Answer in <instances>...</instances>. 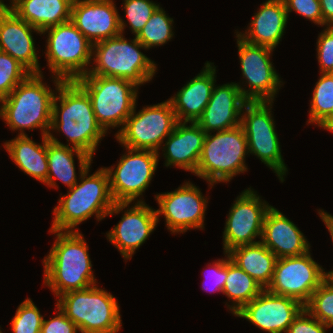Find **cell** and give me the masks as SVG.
<instances>
[{
	"instance_id": "f546056e",
	"label": "cell",
	"mask_w": 333,
	"mask_h": 333,
	"mask_svg": "<svg viewBox=\"0 0 333 333\" xmlns=\"http://www.w3.org/2000/svg\"><path fill=\"white\" fill-rule=\"evenodd\" d=\"M263 290L261 285L234 263L227 253V277L222 293L233 303L227 304L230 312L235 315Z\"/></svg>"
},
{
	"instance_id": "d4e9b609",
	"label": "cell",
	"mask_w": 333,
	"mask_h": 333,
	"mask_svg": "<svg viewBox=\"0 0 333 333\" xmlns=\"http://www.w3.org/2000/svg\"><path fill=\"white\" fill-rule=\"evenodd\" d=\"M288 20L283 0H266L254 13L249 27L237 34L246 42L275 49L280 43Z\"/></svg>"
},
{
	"instance_id": "30bf717a",
	"label": "cell",
	"mask_w": 333,
	"mask_h": 333,
	"mask_svg": "<svg viewBox=\"0 0 333 333\" xmlns=\"http://www.w3.org/2000/svg\"><path fill=\"white\" fill-rule=\"evenodd\" d=\"M273 103L247 102L242 109L240 125L246 135L248 153L257 156L283 182L288 170L271 113Z\"/></svg>"
},
{
	"instance_id": "603a6c76",
	"label": "cell",
	"mask_w": 333,
	"mask_h": 333,
	"mask_svg": "<svg viewBox=\"0 0 333 333\" xmlns=\"http://www.w3.org/2000/svg\"><path fill=\"white\" fill-rule=\"evenodd\" d=\"M177 122L166 138L163 148L165 166H176L191 173L196 172L206 132L196 123Z\"/></svg>"
},
{
	"instance_id": "83f0119b",
	"label": "cell",
	"mask_w": 333,
	"mask_h": 333,
	"mask_svg": "<svg viewBox=\"0 0 333 333\" xmlns=\"http://www.w3.org/2000/svg\"><path fill=\"white\" fill-rule=\"evenodd\" d=\"M41 143H35L27 134L17 135L3 146L18 168L44 184L48 176L47 136H42Z\"/></svg>"
},
{
	"instance_id": "b9f144b4",
	"label": "cell",
	"mask_w": 333,
	"mask_h": 333,
	"mask_svg": "<svg viewBox=\"0 0 333 333\" xmlns=\"http://www.w3.org/2000/svg\"><path fill=\"white\" fill-rule=\"evenodd\" d=\"M323 26H333V0H320Z\"/></svg>"
},
{
	"instance_id": "ee69618b",
	"label": "cell",
	"mask_w": 333,
	"mask_h": 333,
	"mask_svg": "<svg viewBox=\"0 0 333 333\" xmlns=\"http://www.w3.org/2000/svg\"><path fill=\"white\" fill-rule=\"evenodd\" d=\"M325 130L330 131L331 133H333V121L331 122V124Z\"/></svg>"
},
{
	"instance_id": "ffe728a7",
	"label": "cell",
	"mask_w": 333,
	"mask_h": 333,
	"mask_svg": "<svg viewBox=\"0 0 333 333\" xmlns=\"http://www.w3.org/2000/svg\"><path fill=\"white\" fill-rule=\"evenodd\" d=\"M32 32H41L0 4V51L11 55L31 74H42Z\"/></svg>"
},
{
	"instance_id": "cb8c5ba5",
	"label": "cell",
	"mask_w": 333,
	"mask_h": 333,
	"mask_svg": "<svg viewBox=\"0 0 333 333\" xmlns=\"http://www.w3.org/2000/svg\"><path fill=\"white\" fill-rule=\"evenodd\" d=\"M204 65L205 69L168 99L179 122H197L211 98L216 67L208 61Z\"/></svg>"
},
{
	"instance_id": "d6986e66",
	"label": "cell",
	"mask_w": 333,
	"mask_h": 333,
	"mask_svg": "<svg viewBox=\"0 0 333 333\" xmlns=\"http://www.w3.org/2000/svg\"><path fill=\"white\" fill-rule=\"evenodd\" d=\"M70 21L92 44L123 34L128 24L113 0H74Z\"/></svg>"
},
{
	"instance_id": "f35d334b",
	"label": "cell",
	"mask_w": 333,
	"mask_h": 333,
	"mask_svg": "<svg viewBox=\"0 0 333 333\" xmlns=\"http://www.w3.org/2000/svg\"><path fill=\"white\" fill-rule=\"evenodd\" d=\"M326 328L330 327L313 317L304 308L290 324L286 333H326Z\"/></svg>"
},
{
	"instance_id": "d590c367",
	"label": "cell",
	"mask_w": 333,
	"mask_h": 333,
	"mask_svg": "<svg viewBox=\"0 0 333 333\" xmlns=\"http://www.w3.org/2000/svg\"><path fill=\"white\" fill-rule=\"evenodd\" d=\"M122 5L132 33L136 36L145 26L159 4L150 0H123Z\"/></svg>"
},
{
	"instance_id": "9a60e30c",
	"label": "cell",
	"mask_w": 333,
	"mask_h": 333,
	"mask_svg": "<svg viewBox=\"0 0 333 333\" xmlns=\"http://www.w3.org/2000/svg\"><path fill=\"white\" fill-rule=\"evenodd\" d=\"M263 201V202H262ZM271 208L257 192L245 189L229 210L223 232V249L228 253L235 247L257 243L261 239L264 219Z\"/></svg>"
},
{
	"instance_id": "7a4b0ae2",
	"label": "cell",
	"mask_w": 333,
	"mask_h": 333,
	"mask_svg": "<svg viewBox=\"0 0 333 333\" xmlns=\"http://www.w3.org/2000/svg\"><path fill=\"white\" fill-rule=\"evenodd\" d=\"M56 240L43 259L44 285L56 297L70 291L83 290L97 283L88 245L79 231L50 230Z\"/></svg>"
},
{
	"instance_id": "5bb4252c",
	"label": "cell",
	"mask_w": 333,
	"mask_h": 333,
	"mask_svg": "<svg viewBox=\"0 0 333 333\" xmlns=\"http://www.w3.org/2000/svg\"><path fill=\"white\" fill-rule=\"evenodd\" d=\"M331 274L315 262L310 251L303 255L276 260L274 275L267 290L296 299L305 305L313 292Z\"/></svg>"
},
{
	"instance_id": "60d3db41",
	"label": "cell",
	"mask_w": 333,
	"mask_h": 333,
	"mask_svg": "<svg viewBox=\"0 0 333 333\" xmlns=\"http://www.w3.org/2000/svg\"><path fill=\"white\" fill-rule=\"evenodd\" d=\"M226 254L225 257L226 259H218L217 261H214L212 263V266H211V263L208 265L209 267V270L208 271V275L209 279L208 280H211L212 281V285L213 287L210 289V288H206L205 287V282L206 281H203L202 282V290H205V291H208V292H223V288H224V285H225V280H226V277H227V253H224ZM206 279V280H207ZM207 286V285H206Z\"/></svg>"
},
{
	"instance_id": "7402d4cb",
	"label": "cell",
	"mask_w": 333,
	"mask_h": 333,
	"mask_svg": "<svg viewBox=\"0 0 333 333\" xmlns=\"http://www.w3.org/2000/svg\"><path fill=\"white\" fill-rule=\"evenodd\" d=\"M260 241L277 259L303 255L310 250V243L299 228L273 206L265 216Z\"/></svg>"
},
{
	"instance_id": "836d02e7",
	"label": "cell",
	"mask_w": 333,
	"mask_h": 333,
	"mask_svg": "<svg viewBox=\"0 0 333 333\" xmlns=\"http://www.w3.org/2000/svg\"><path fill=\"white\" fill-rule=\"evenodd\" d=\"M31 73L11 55L0 51V101Z\"/></svg>"
},
{
	"instance_id": "4fadbf2b",
	"label": "cell",
	"mask_w": 333,
	"mask_h": 333,
	"mask_svg": "<svg viewBox=\"0 0 333 333\" xmlns=\"http://www.w3.org/2000/svg\"><path fill=\"white\" fill-rule=\"evenodd\" d=\"M238 55L242 76L248 90L236 83L248 102L272 101L282 86L279 74L274 69L270 56L271 48L246 42L236 32Z\"/></svg>"
},
{
	"instance_id": "ab89813d",
	"label": "cell",
	"mask_w": 333,
	"mask_h": 333,
	"mask_svg": "<svg viewBox=\"0 0 333 333\" xmlns=\"http://www.w3.org/2000/svg\"><path fill=\"white\" fill-rule=\"evenodd\" d=\"M57 315L49 320L43 319L41 333H77L79 331L65 313L56 305Z\"/></svg>"
},
{
	"instance_id": "f1b7e54d",
	"label": "cell",
	"mask_w": 333,
	"mask_h": 333,
	"mask_svg": "<svg viewBox=\"0 0 333 333\" xmlns=\"http://www.w3.org/2000/svg\"><path fill=\"white\" fill-rule=\"evenodd\" d=\"M231 260L255 279L263 289L271 284L277 257L259 240L228 252Z\"/></svg>"
},
{
	"instance_id": "8992f818",
	"label": "cell",
	"mask_w": 333,
	"mask_h": 333,
	"mask_svg": "<svg viewBox=\"0 0 333 333\" xmlns=\"http://www.w3.org/2000/svg\"><path fill=\"white\" fill-rule=\"evenodd\" d=\"M211 134L205 135L194 175L206 180L212 188L215 184L227 183L237 174L248 170L245 163L248 144L241 125Z\"/></svg>"
},
{
	"instance_id": "6da1fadb",
	"label": "cell",
	"mask_w": 333,
	"mask_h": 333,
	"mask_svg": "<svg viewBox=\"0 0 333 333\" xmlns=\"http://www.w3.org/2000/svg\"><path fill=\"white\" fill-rule=\"evenodd\" d=\"M93 160H79V181L60 197L53 209V223L49 230L78 231L77 226L90 217L105 219L114 205L109 175L103 167L89 175ZM89 175V176H88ZM88 176V177H87Z\"/></svg>"
},
{
	"instance_id": "7bdbcfd3",
	"label": "cell",
	"mask_w": 333,
	"mask_h": 333,
	"mask_svg": "<svg viewBox=\"0 0 333 333\" xmlns=\"http://www.w3.org/2000/svg\"><path fill=\"white\" fill-rule=\"evenodd\" d=\"M319 217L322 219L324 224L326 225L330 235H331V240L333 242V216L325 211L323 209L318 210Z\"/></svg>"
},
{
	"instance_id": "277c9868",
	"label": "cell",
	"mask_w": 333,
	"mask_h": 333,
	"mask_svg": "<svg viewBox=\"0 0 333 333\" xmlns=\"http://www.w3.org/2000/svg\"><path fill=\"white\" fill-rule=\"evenodd\" d=\"M52 78L56 91L43 82V74H30L0 101V117L12 131L19 130L18 135L23 136L25 129L39 128L42 136L48 135L53 100L63 81L53 75Z\"/></svg>"
},
{
	"instance_id": "ac0fdd59",
	"label": "cell",
	"mask_w": 333,
	"mask_h": 333,
	"mask_svg": "<svg viewBox=\"0 0 333 333\" xmlns=\"http://www.w3.org/2000/svg\"><path fill=\"white\" fill-rule=\"evenodd\" d=\"M303 309L304 305L296 299L264 289L235 316L246 319L265 332L286 333Z\"/></svg>"
},
{
	"instance_id": "1f68e13d",
	"label": "cell",
	"mask_w": 333,
	"mask_h": 333,
	"mask_svg": "<svg viewBox=\"0 0 333 333\" xmlns=\"http://www.w3.org/2000/svg\"><path fill=\"white\" fill-rule=\"evenodd\" d=\"M173 23V18L159 6L135 37L147 50L161 46L173 38Z\"/></svg>"
},
{
	"instance_id": "e575fe53",
	"label": "cell",
	"mask_w": 333,
	"mask_h": 333,
	"mask_svg": "<svg viewBox=\"0 0 333 333\" xmlns=\"http://www.w3.org/2000/svg\"><path fill=\"white\" fill-rule=\"evenodd\" d=\"M44 316L30 298H26L17 308L11 321L13 333H41Z\"/></svg>"
},
{
	"instance_id": "4dcf8cb0",
	"label": "cell",
	"mask_w": 333,
	"mask_h": 333,
	"mask_svg": "<svg viewBox=\"0 0 333 333\" xmlns=\"http://www.w3.org/2000/svg\"><path fill=\"white\" fill-rule=\"evenodd\" d=\"M310 102L308 124L326 129L333 121V73H319Z\"/></svg>"
},
{
	"instance_id": "52a82bcc",
	"label": "cell",
	"mask_w": 333,
	"mask_h": 333,
	"mask_svg": "<svg viewBox=\"0 0 333 333\" xmlns=\"http://www.w3.org/2000/svg\"><path fill=\"white\" fill-rule=\"evenodd\" d=\"M98 284L57 297L56 305L81 333H118L122 327L115 297Z\"/></svg>"
},
{
	"instance_id": "8fae6325",
	"label": "cell",
	"mask_w": 333,
	"mask_h": 333,
	"mask_svg": "<svg viewBox=\"0 0 333 333\" xmlns=\"http://www.w3.org/2000/svg\"><path fill=\"white\" fill-rule=\"evenodd\" d=\"M135 109L136 105L115 138L123 147L159 153L163 141L173 132L178 122L171 102L166 100L147 105L137 113Z\"/></svg>"
},
{
	"instance_id": "4316f807",
	"label": "cell",
	"mask_w": 333,
	"mask_h": 333,
	"mask_svg": "<svg viewBox=\"0 0 333 333\" xmlns=\"http://www.w3.org/2000/svg\"><path fill=\"white\" fill-rule=\"evenodd\" d=\"M70 142L64 145L51 132L47 135L48 176L44 184L51 188L57 187L55 179H59L69 189L77 182L74 154L78 160H92L89 154L74 148Z\"/></svg>"
},
{
	"instance_id": "3957f363",
	"label": "cell",
	"mask_w": 333,
	"mask_h": 333,
	"mask_svg": "<svg viewBox=\"0 0 333 333\" xmlns=\"http://www.w3.org/2000/svg\"><path fill=\"white\" fill-rule=\"evenodd\" d=\"M51 130L61 131L72 147L92 157L98 143L105 137L106 132L96 120L90 97L75 80L62 81L57 88L52 105Z\"/></svg>"
},
{
	"instance_id": "74e56055",
	"label": "cell",
	"mask_w": 333,
	"mask_h": 333,
	"mask_svg": "<svg viewBox=\"0 0 333 333\" xmlns=\"http://www.w3.org/2000/svg\"><path fill=\"white\" fill-rule=\"evenodd\" d=\"M287 15L295 11L316 25L323 26L320 0H283Z\"/></svg>"
},
{
	"instance_id": "5b68a950",
	"label": "cell",
	"mask_w": 333,
	"mask_h": 333,
	"mask_svg": "<svg viewBox=\"0 0 333 333\" xmlns=\"http://www.w3.org/2000/svg\"><path fill=\"white\" fill-rule=\"evenodd\" d=\"M141 48L146 50L136 37L129 42L122 33L97 42L92 52L95 65L86 75L123 78L140 87L151 81L157 70L155 62Z\"/></svg>"
},
{
	"instance_id": "8d00e7d4",
	"label": "cell",
	"mask_w": 333,
	"mask_h": 333,
	"mask_svg": "<svg viewBox=\"0 0 333 333\" xmlns=\"http://www.w3.org/2000/svg\"><path fill=\"white\" fill-rule=\"evenodd\" d=\"M320 73H333V26H327L317 38Z\"/></svg>"
},
{
	"instance_id": "d6a6232c",
	"label": "cell",
	"mask_w": 333,
	"mask_h": 333,
	"mask_svg": "<svg viewBox=\"0 0 333 333\" xmlns=\"http://www.w3.org/2000/svg\"><path fill=\"white\" fill-rule=\"evenodd\" d=\"M304 308L328 327H333V274L313 292Z\"/></svg>"
},
{
	"instance_id": "484cf974",
	"label": "cell",
	"mask_w": 333,
	"mask_h": 333,
	"mask_svg": "<svg viewBox=\"0 0 333 333\" xmlns=\"http://www.w3.org/2000/svg\"><path fill=\"white\" fill-rule=\"evenodd\" d=\"M74 0H10L7 5L19 18L40 32L71 20Z\"/></svg>"
},
{
	"instance_id": "ba28073f",
	"label": "cell",
	"mask_w": 333,
	"mask_h": 333,
	"mask_svg": "<svg viewBox=\"0 0 333 333\" xmlns=\"http://www.w3.org/2000/svg\"><path fill=\"white\" fill-rule=\"evenodd\" d=\"M91 99L98 124L107 133L120 127L134 110L139 87L123 78L84 75L75 80Z\"/></svg>"
},
{
	"instance_id": "9c48e42d",
	"label": "cell",
	"mask_w": 333,
	"mask_h": 333,
	"mask_svg": "<svg viewBox=\"0 0 333 333\" xmlns=\"http://www.w3.org/2000/svg\"><path fill=\"white\" fill-rule=\"evenodd\" d=\"M47 66L55 77L74 81L89 72L93 44L71 22L45 29Z\"/></svg>"
},
{
	"instance_id": "2e32d148",
	"label": "cell",
	"mask_w": 333,
	"mask_h": 333,
	"mask_svg": "<svg viewBox=\"0 0 333 333\" xmlns=\"http://www.w3.org/2000/svg\"><path fill=\"white\" fill-rule=\"evenodd\" d=\"M159 209L157 221L164 216L166 227L171 233H184L189 229H203L208 199L191 182H185L178 189L155 195Z\"/></svg>"
},
{
	"instance_id": "7c38bea8",
	"label": "cell",
	"mask_w": 333,
	"mask_h": 333,
	"mask_svg": "<svg viewBox=\"0 0 333 333\" xmlns=\"http://www.w3.org/2000/svg\"><path fill=\"white\" fill-rule=\"evenodd\" d=\"M118 164L105 167L109 175L110 192L116 203L144 202L142 193L148 188L159 162V153L152 150L130 149ZM115 168V169H114Z\"/></svg>"
},
{
	"instance_id": "44dd1931",
	"label": "cell",
	"mask_w": 333,
	"mask_h": 333,
	"mask_svg": "<svg viewBox=\"0 0 333 333\" xmlns=\"http://www.w3.org/2000/svg\"><path fill=\"white\" fill-rule=\"evenodd\" d=\"M247 102L236 83L214 85L211 98L196 123L206 134L237 127Z\"/></svg>"
},
{
	"instance_id": "e0dca14e",
	"label": "cell",
	"mask_w": 333,
	"mask_h": 333,
	"mask_svg": "<svg viewBox=\"0 0 333 333\" xmlns=\"http://www.w3.org/2000/svg\"><path fill=\"white\" fill-rule=\"evenodd\" d=\"M114 203L107 216L120 214L127 207L119 223L106 233L107 239L125 260L132 258L136 250L148 239L157 227L156 210L145 202Z\"/></svg>"
}]
</instances>
